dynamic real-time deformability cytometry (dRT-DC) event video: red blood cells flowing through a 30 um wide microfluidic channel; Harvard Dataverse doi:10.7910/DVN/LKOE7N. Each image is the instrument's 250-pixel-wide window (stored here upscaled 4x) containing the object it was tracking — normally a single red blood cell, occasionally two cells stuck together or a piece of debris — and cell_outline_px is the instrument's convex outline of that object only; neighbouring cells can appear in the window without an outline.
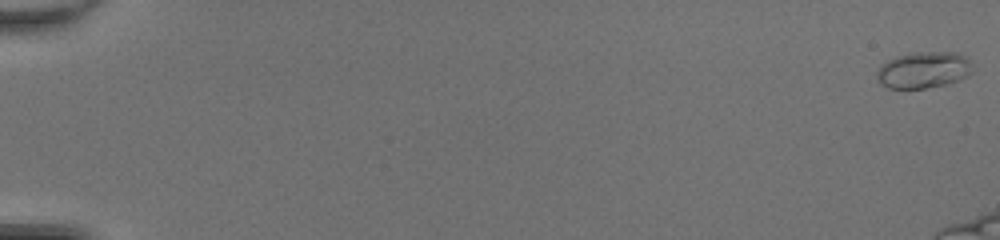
{"species": "common noctule bat (a hibernating species)", "species_latin": "Nyctalus noctula", "temperature_condition": "room temperature", "stored_images_in_passage": 47, "camera_frame_rate_fps": 3000, "um_per_image_px": 0.085, "animal": {"sex": "female", "body_mass_g": 20.0, "forearm_length_mm": 54.0}, "frame": {"image": 1, "passage_image": 1, "time_ms": 0.0, "image_size_px": [1000, 240], "cell_outline_px": [[972, 72], [968, 76], [948, 84], [924, 88], [888, 88], [880, 84], [876, 76], [876, 72], [880, 64], [896, 56], [912, 52], [956, 52], [968, 56]], "centroid_in_image_um": [78.49, 5.94], "position_along_channel_um": 6.5, "area_um2": 20.58}}
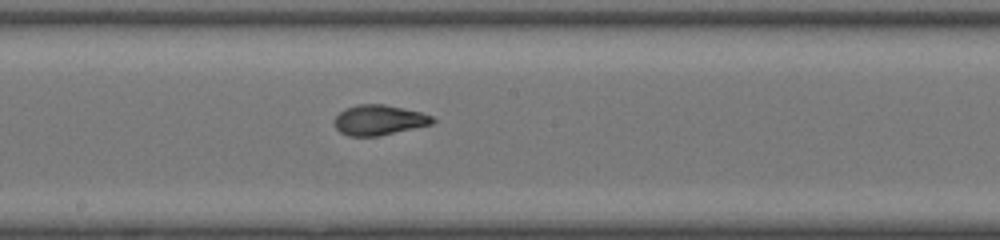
{"frame": {"image": 2, "passage_image": 30, "time_ms": 9.667, "image_size_px": [1000, 240], "cell_outline_px": [[436, 120], [432, 124], [376, 136], [348, 136], [340, 132], [336, 128], [336, 116], [344, 108], [356, 104], [384, 104], [404, 108], [420, 112], [432, 116]], "centroid_in_image_um": [32.21, 10.19], "position_along_channel_um": 216.0, "area_um2": 17.11}}
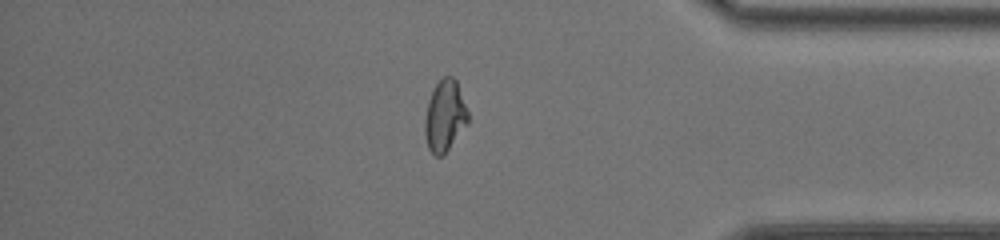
{"frame": {"image": 3, "passage_image": 44, "time_ms": 14.333, "image_size_px": [1000, 240], "cell_outline_px": [[468, 124], [444, 156], [436, 156], [428, 148], [424, 136], [424, 120], [428, 100], [436, 84], [444, 76], [452, 76], [456, 80], [468, 112]], "centroid_in_image_um": [37.8, 9.89], "position_along_channel_um": 397.4, "area_um2": 18.09}, "authors_computed_cell_mechanics": {"area_um2": 17.5712, "velocity_mm_per_s": 4.3201, "shape_relaxation_time_tau1_ms": 6.7394, "shape_relaxation_time_tau2_ms": 0.9733, "deformation_change_tau1": 0.2127, "deformation_change_tau2": 0.056}}